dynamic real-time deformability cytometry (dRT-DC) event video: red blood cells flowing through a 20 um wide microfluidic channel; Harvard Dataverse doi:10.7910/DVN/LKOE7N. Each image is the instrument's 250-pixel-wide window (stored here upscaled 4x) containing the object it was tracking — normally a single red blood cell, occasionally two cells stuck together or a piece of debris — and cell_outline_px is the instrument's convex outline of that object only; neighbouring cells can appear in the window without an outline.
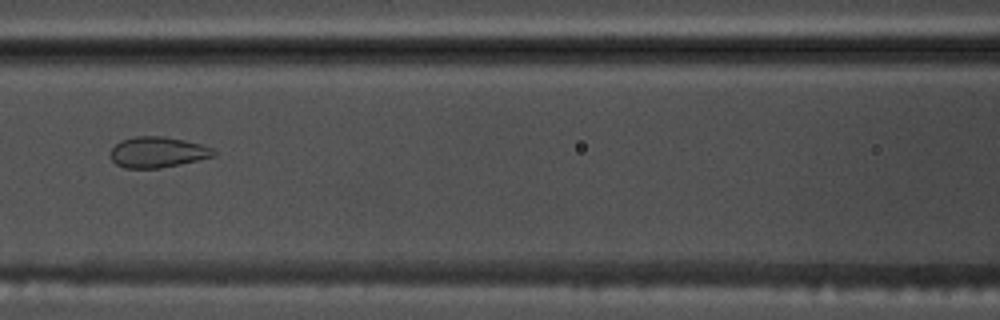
{"species": "common noctule bat (a hibernating species)", "species_latin": "Nyctalus noctula", "temperature_condition": "warm", "stored_images_in_passage": 56, "segment_of_instrument_passage": [1, 2], "camera_frame_rate_fps": 3000, "um_per_image_px": 0.085, "animal": {"sex": "male", "body_mass_g": 17.5, "forearm_length_mm": 52.3}, "frame": {"image": 1, "passage_image": 25, "time_ms": 8.0, "image_size_px": [1000, 320], "cell_outline_px": [[216, 156], [180, 164], [160, 168], [124, 168], [116, 164], [112, 160], [112, 148], [120, 140], [132, 136], [164, 136], [184, 140], [200, 144], [212, 148], [216, 152]], "centroid_in_image_um": [13.4, 12.93], "position_along_channel_um": 153.2, "area_um2": 18.5}}
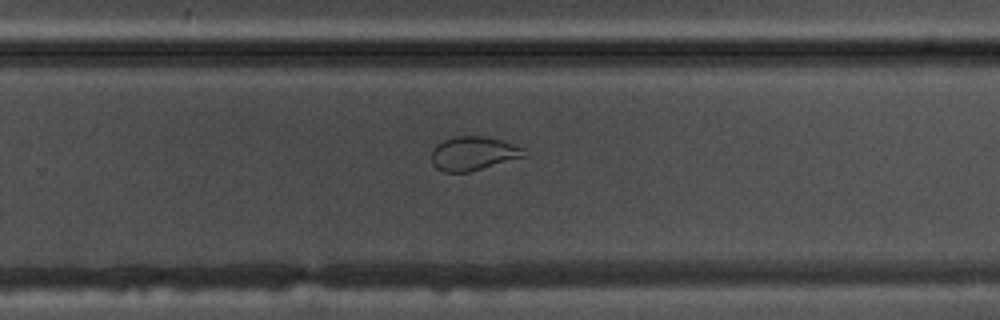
{"frame": {"image": 2, "passage_image": 36, "time_ms": 11.667, "image_size_px": [1000, 320], "cell_outline_px": [[528, 156], [472, 172], [444, 172], [436, 168], [432, 164], [432, 148], [436, 144], [452, 136], [484, 136], [500, 140], [524, 148]], "centroid_in_image_um": [40.24, 13.06], "position_along_channel_um": 289.6, "area_um2": 18.61}}
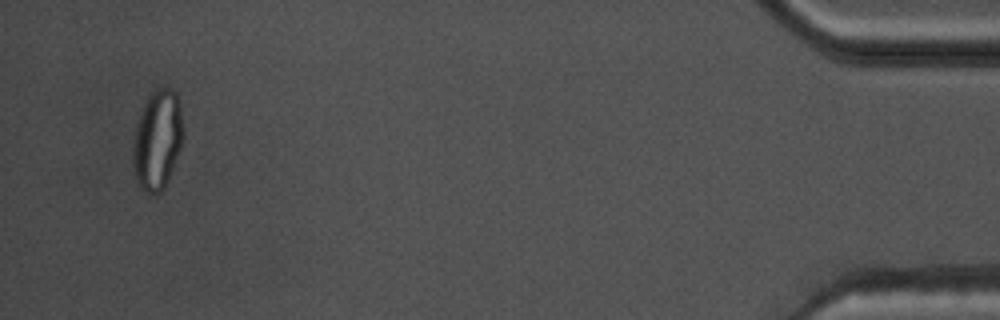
{"frame": {"image": 3, "passage_image": 53, "time_ms": 17.333, "image_size_px": [1000, 320], "cell_outline_px": [[184, 136], [180, 148], [168, 180], [164, 188], [160, 192], [144, 192], [136, 184], [132, 164], [132, 144], [136, 124], [140, 112], [148, 96], [156, 88], [172, 88], [176, 92], [180, 104], [184, 128]], "centroid_in_image_um": [13.36, 11.88], "position_along_channel_um": 421.8, "area_um2": 29.65}}